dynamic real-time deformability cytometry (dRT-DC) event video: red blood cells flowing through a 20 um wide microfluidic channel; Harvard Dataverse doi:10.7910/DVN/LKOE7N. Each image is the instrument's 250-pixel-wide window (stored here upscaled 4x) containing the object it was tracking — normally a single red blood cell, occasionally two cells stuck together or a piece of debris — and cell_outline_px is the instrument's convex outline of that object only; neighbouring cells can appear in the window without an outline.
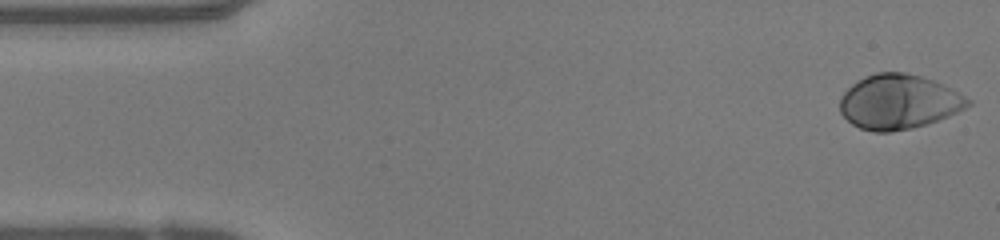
{"species": "human", "species_latin": "Homo sapiens", "temperature_condition": "warm", "stored_images_in_passage": 48, "camera_frame_rate_fps": 3000, "um_per_image_px": 0.085, "donor": {"sex": "female"}, "frame": {"image": 1, "passage_image": 1, "time_ms": 0.0, "image_size_px": [1000, 240], "cell_outline_px": [[972, 104], [948, 116], [928, 124], [912, 128], [888, 132], [872, 132], [860, 128], [852, 124], [840, 112], [840, 96], [852, 84], [864, 76], [876, 72], [904, 72], [920, 76], [932, 80], [952, 88], [972, 100]], "centroid_in_image_um": [76.38, 8.66], "position_along_channel_um": 8.6, "area_um2": 40.81}}
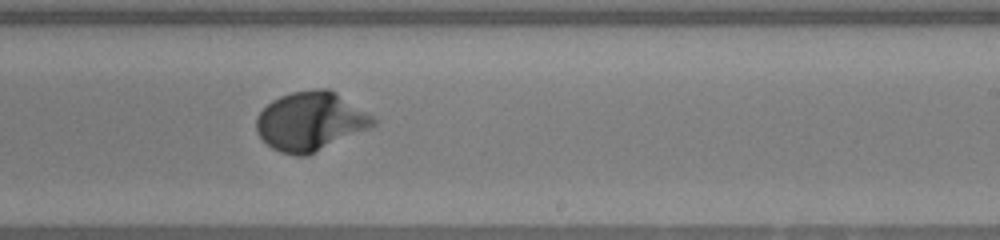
{"frame": {"image": 2, "passage_image": 28, "time_ms": 9.0, "image_size_px": [1000, 240], "cell_outline_px": [[376, 124], [372, 128], [308, 156], [296, 156], [280, 152], [272, 148], [256, 132], [256, 116], [272, 100], [280, 96], [292, 92], [316, 88], [328, 88], [336, 92], [372, 116], [376, 120]], "centroid_in_image_um": [26.4, 10.33], "position_along_channel_um": 262.6, "area_um2": 40.29}}
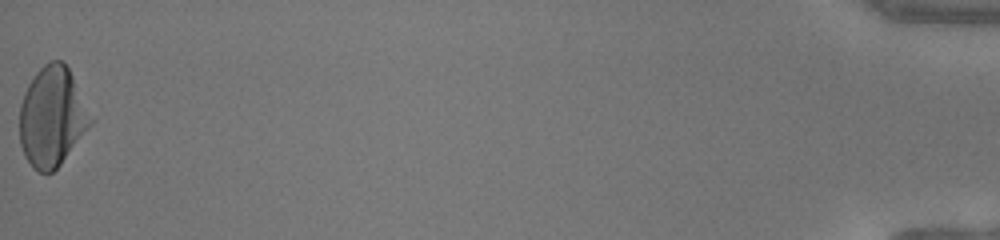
{"frame": {"image": 3, "passage_image": 48, "time_ms": 15.667, "image_size_px": [1000, 240], "cell_outline_px": [[92, 124], [60, 164], [52, 172], [36, 172], [32, 168], [24, 156], [20, 144], [20, 104], [24, 92], [28, 84], [36, 72], [44, 64], [52, 60], [60, 60], [68, 68], [72, 76], [92, 120]], "centroid_in_image_um": [4.39, 9.95], "position_along_channel_um": 430.8, "area_um2": 40.69}, "authors_computed_cell_mechanics": {"area_um2": 38.6104, "velocity_mm_per_s": 4.159, "shape_relaxation_time_tau1_ms": 2.2526, "shape_relaxation_time_tau2_ms": null, "deformation_change_tau1": 0.1942, "deformation_change_tau2": null}}